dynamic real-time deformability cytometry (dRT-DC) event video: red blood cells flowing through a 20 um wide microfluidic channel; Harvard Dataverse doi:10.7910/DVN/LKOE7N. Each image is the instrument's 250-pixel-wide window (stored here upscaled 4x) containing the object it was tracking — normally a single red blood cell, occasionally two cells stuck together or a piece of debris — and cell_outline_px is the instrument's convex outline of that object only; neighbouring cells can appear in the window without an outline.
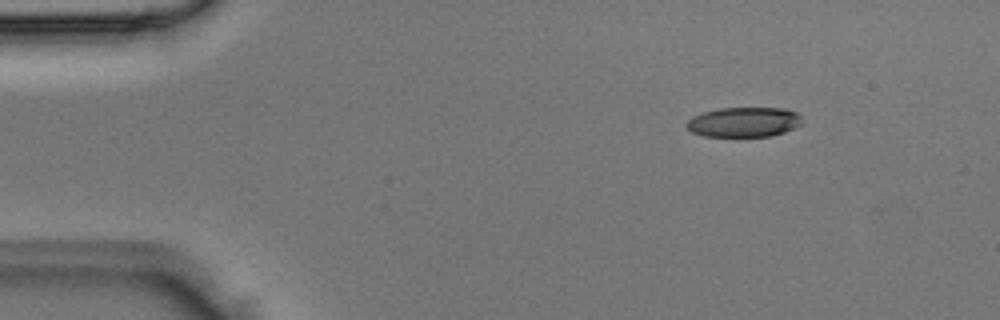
{"species": "Egyptian fruit bat (a non-hibernating species)", "species_latin": "Rousettus aegyptiacus", "temperature_condition": "room temperature", "stored_images_in_passage": 3, "segment_of_instrument_passage": [2, 2], "camera_frame_rate_fps": 3000, "um_per_image_px": 0.085, "animal": {"sex": "male"}, "frame": {"image": 1, "passage_image": 3, "time_ms": 0.667, "image_size_px": [1000, 320], "cell_outline_px": [[804, 120], [800, 124], [784, 132], [772, 136], [704, 136], [692, 132], [684, 124], [692, 116], [704, 112], [720, 108], [784, 108], [796, 112]], "centroid_in_image_um": [63.22, 10.37], "position_along_channel_um": 21.8, "area_um2": 20.06}}